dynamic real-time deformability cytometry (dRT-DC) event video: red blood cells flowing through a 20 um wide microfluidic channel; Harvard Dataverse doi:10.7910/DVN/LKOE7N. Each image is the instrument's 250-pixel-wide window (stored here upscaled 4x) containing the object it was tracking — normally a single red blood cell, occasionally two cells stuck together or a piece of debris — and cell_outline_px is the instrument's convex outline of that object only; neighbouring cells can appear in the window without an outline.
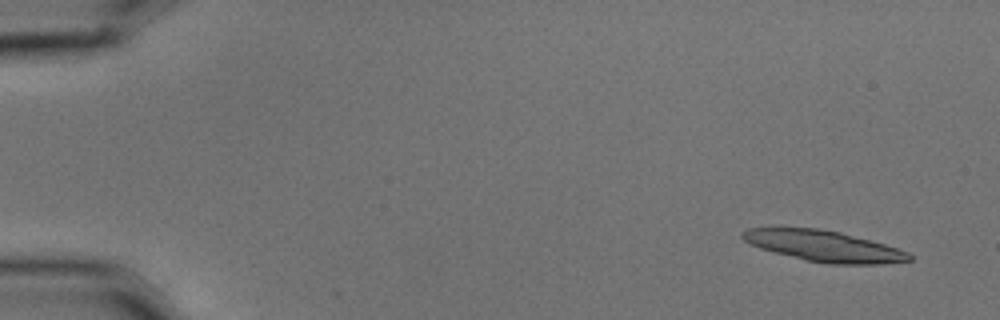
{"species": "common noctule bat (a hibernating species)", "species_latin": "Nyctalus noctula", "temperature_condition": "cold", "stored_images_in_passage": 19, "camera_frame_rate_fps": 3000, "um_per_image_px": 0.085, "animal": {"sex": "male", "body_mass_g": 15.6}, "frame": {"image": 1, "passage_image": 1, "time_ms": 0.0, "image_size_px": [1000, 320], "cell_outline_px": [[912, 260], [880, 264], [828, 264], [804, 260], [760, 248], [744, 240], [740, 236], [740, 232], [748, 228], [772, 224], [780, 224], [816, 228], [840, 232], [884, 244], [908, 252], [912, 256]], "centroid_in_image_um": [69.88, 20.86], "position_along_channel_um": 15.1, "area_um2": 30.92}}